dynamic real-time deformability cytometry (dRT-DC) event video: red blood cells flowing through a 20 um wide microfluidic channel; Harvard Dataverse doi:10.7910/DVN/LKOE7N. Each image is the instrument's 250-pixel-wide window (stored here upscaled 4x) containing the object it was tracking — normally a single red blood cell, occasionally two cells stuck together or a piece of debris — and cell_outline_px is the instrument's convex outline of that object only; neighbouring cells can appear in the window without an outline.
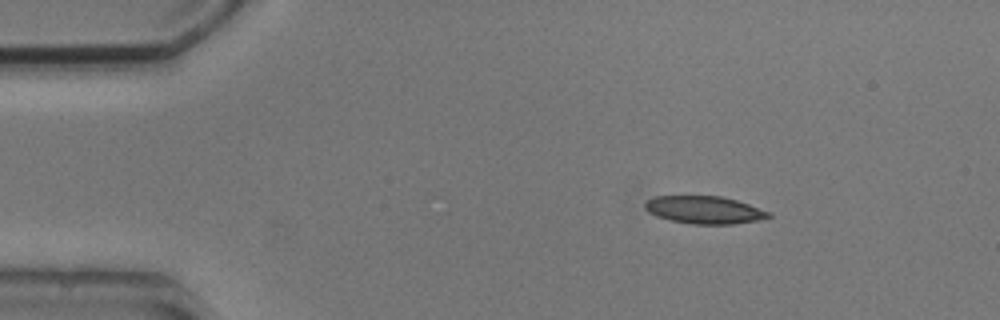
{"species": "common noctule bat (a hibernating species)", "species_latin": "Nyctalus noctula", "temperature_condition": "cold", "stored_images_in_passage": 3, "camera_frame_rate_fps": 3000, "um_per_image_px": 0.085, "animal": {"sex": "male", "body_mass_g": 20.5, "forearm_length_mm": 52.5}, "frame": {"image": 1, "passage_image": 1, "time_ms": 0.0, "image_size_px": [1000, 320], "cell_outline_px": [[772, 216], [756, 220], [732, 224], [692, 224], [672, 220], [656, 216], [648, 212], [644, 208], [644, 204], [648, 200], [656, 196], [720, 196], [736, 200], [772, 212]], "centroid_in_image_um": [59.87, 17.84], "position_along_channel_um": 25.1, "area_um2": 19.77}}